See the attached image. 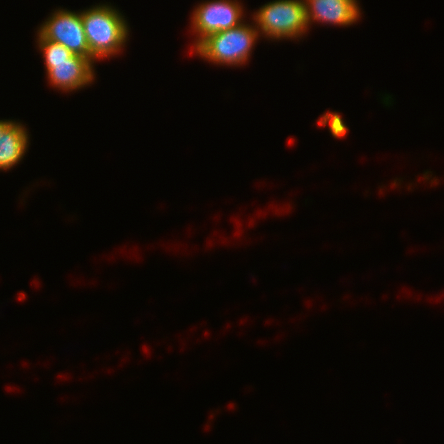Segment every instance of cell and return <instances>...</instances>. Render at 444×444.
Masks as SVG:
<instances>
[{
    "label": "cell",
    "mask_w": 444,
    "mask_h": 444,
    "mask_svg": "<svg viewBox=\"0 0 444 444\" xmlns=\"http://www.w3.org/2000/svg\"><path fill=\"white\" fill-rule=\"evenodd\" d=\"M86 40L96 59L110 58L125 47L129 25L118 9L106 4L81 11Z\"/></svg>",
    "instance_id": "obj_1"
},
{
    "label": "cell",
    "mask_w": 444,
    "mask_h": 444,
    "mask_svg": "<svg viewBox=\"0 0 444 444\" xmlns=\"http://www.w3.org/2000/svg\"><path fill=\"white\" fill-rule=\"evenodd\" d=\"M241 23L239 26L208 35L193 50L200 57L217 65L244 64L255 45L259 32L256 24Z\"/></svg>",
    "instance_id": "obj_2"
},
{
    "label": "cell",
    "mask_w": 444,
    "mask_h": 444,
    "mask_svg": "<svg viewBox=\"0 0 444 444\" xmlns=\"http://www.w3.org/2000/svg\"><path fill=\"white\" fill-rule=\"evenodd\" d=\"M262 36L281 40L302 37L309 29L304 0H275L264 4L253 15Z\"/></svg>",
    "instance_id": "obj_3"
},
{
    "label": "cell",
    "mask_w": 444,
    "mask_h": 444,
    "mask_svg": "<svg viewBox=\"0 0 444 444\" xmlns=\"http://www.w3.org/2000/svg\"><path fill=\"white\" fill-rule=\"evenodd\" d=\"M37 32L46 40L58 43L67 48L72 54L90 59L95 58L89 51L81 12H73L66 9H58L44 21Z\"/></svg>",
    "instance_id": "obj_4"
},
{
    "label": "cell",
    "mask_w": 444,
    "mask_h": 444,
    "mask_svg": "<svg viewBox=\"0 0 444 444\" xmlns=\"http://www.w3.org/2000/svg\"><path fill=\"white\" fill-rule=\"evenodd\" d=\"M192 29L196 35L194 48L208 35L239 26L243 6L237 0H213L199 4L193 11Z\"/></svg>",
    "instance_id": "obj_5"
},
{
    "label": "cell",
    "mask_w": 444,
    "mask_h": 444,
    "mask_svg": "<svg viewBox=\"0 0 444 444\" xmlns=\"http://www.w3.org/2000/svg\"><path fill=\"white\" fill-rule=\"evenodd\" d=\"M308 27L312 22L348 26L359 19L357 0H304Z\"/></svg>",
    "instance_id": "obj_6"
},
{
    "label": "cell",
    "mask_w": 444,
    "mask_h": 444,
    "mask_svg": "<svg viewBox=\"0 0 444 444\" xmlns=\"http://www.w3.org/2000/svg\"><path fill=\"white\" fill-rule=\"evenodd\" d=\"M94 63L83 56L73 54L70 62L52 63L46 72L49 83L63 91L79 90L95 79Z\"/></svg>",
    "instance_id": "obj_7"
},
{
    "label": "cell",
    "mask_w": 444,
    "mask_h": 444,
    "mask_svg": "<svg viewBox=\"0 0 444 444\" xmlns=\"http://www.w3.org/2000/svg\"><path fill=\"white\" fill-rule=\"evenodd\" d=\"M15 120L0 137V170H7L19 164L29 145L25 126Z\"/></svg>",
    "instance_id": "obj_8"
},
{
    "label": "cell",
    "mask_w": 444,
    "mask_h": 444,
    "mask_svg": "<svg viewBox=\"0 0 444 444\" xmlns=\"http://www.w3.org/2000/svg\"><path fill=\"white\" fill-rule=\"evenodd\" d=\"M37 41L39 50L42 51V56L45 61V68L48 72L52 68V63L70 62V57L73 55L63 45L46 40L39 32L37 33Z\"/></svg>",
    "instance_id": "obj_9"
},
{
    "label": "cell",
    "mask_w": 444,
    "mask_h": 444,
    "mask_svg": "<svg viewBox=\"0 0 444 444\" xmlns=\"http://www.w3.org/2000/svg\"><path fill=\"white\" fill-rule=\"evenodd\" d=\"M12 120H0V137L3 131L12 123Z\"/></svg>",
    "instance_id": "obj_10"
}]
</instances>
